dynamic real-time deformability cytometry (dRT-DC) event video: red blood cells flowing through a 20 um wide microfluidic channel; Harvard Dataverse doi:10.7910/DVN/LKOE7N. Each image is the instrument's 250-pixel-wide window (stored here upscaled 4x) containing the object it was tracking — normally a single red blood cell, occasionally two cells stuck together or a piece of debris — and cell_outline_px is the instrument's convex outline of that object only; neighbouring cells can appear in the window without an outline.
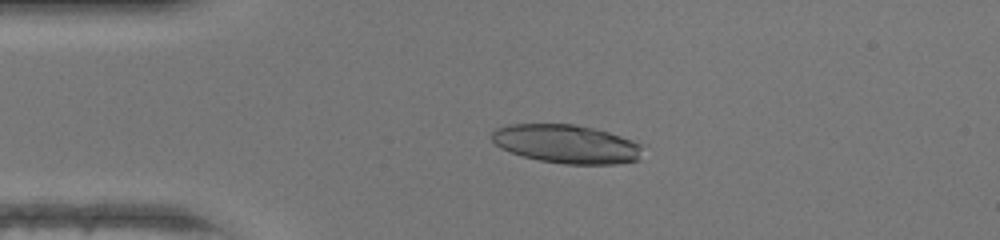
{"species": "human", "species_latin": "Homo sapiens", "temperature_condition": "warm", "stored_images_in_passage": 46, "camera_frame_rate_fps": 3000, "um_per_image_px": 0.085, "donor": {"sex": "female"}, "frame": {"image": 1, "passage_image": 10, "time_ms": 3.0, "image_size_px": [1000, 240], "cell_outline_px": [[640, 160], [616, 164], [564, 164], [540, 160], [524, 156], [500, 148], [492, 140], [492, 132], [496, 128], [508, 124], [576, 124], [608, 132], [632, 140], [640, 144]], "centroid_in_image_um": [48.14, 12.23], "position_along_channel_um": 36.9, "area_um2": 33.76}}
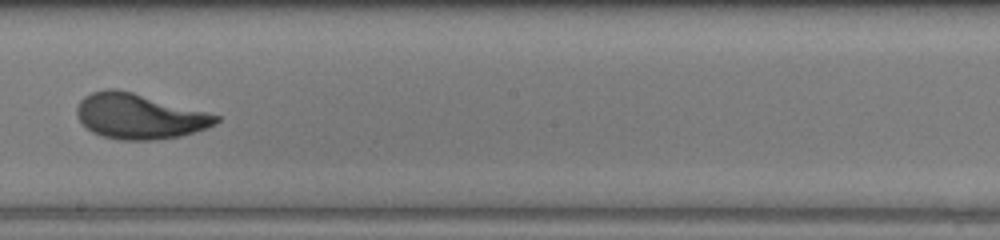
{"frame": {"image": 2, "passage_image": 26, "time_ms": 8.333, "image_size_px": [1000, 240], "cell_outline_px": [[220, 120], [216, 124], [208, 128], [180, 136], [156, 140], [120, 140], [104, 136], [92, 132], [80, 120], [76, 112], [76, 108], [80, 100], [84, 96], [92, 92], [104, 88], [116, 88], [132, 92], [220, 116]], "centroid_in_image_um": [11.82, 9.88], "position_along_channel_um": 236.4, "area_um2": 36.47}}
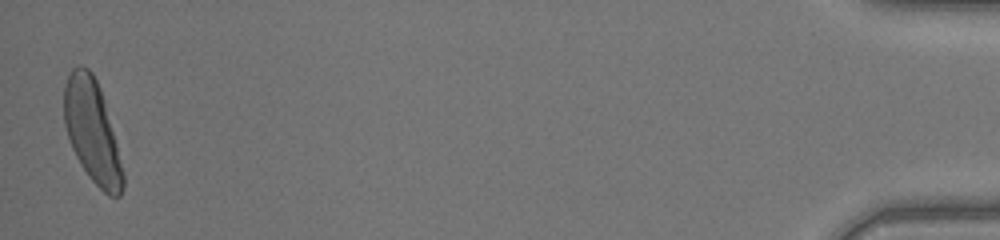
{"frame": {"image": 3, "passage_image": 46, "time_ms": 15.0, "image_size_px": [1000, 240], "cell_outline_px": [[124, 188], [120, 196], [108, 196], [88, 176], [80, 164], [72, 148], [64, 124], [64, 84], [72, 68], [76, 64], [80, 64], [88, 68], [92, 72], [100, 88], [104, 100], [124, 172]], "centroid_in_image_um": [7.82, 11.15], "position_along_channel_um": 427.4, "area_um2": 35.14}, "authors_computed_cell_mechanics": {"area_um2": 35.8649, "velocity_mm_per_s": 4.373, "shape_relaxation_time_tau1_ms": 2.8397, "shape_relaxation_time_tau2_ms": 1.0742, "deformation_change_tau1": 0.1861, "deformation_change_tau2": 0.0739}}